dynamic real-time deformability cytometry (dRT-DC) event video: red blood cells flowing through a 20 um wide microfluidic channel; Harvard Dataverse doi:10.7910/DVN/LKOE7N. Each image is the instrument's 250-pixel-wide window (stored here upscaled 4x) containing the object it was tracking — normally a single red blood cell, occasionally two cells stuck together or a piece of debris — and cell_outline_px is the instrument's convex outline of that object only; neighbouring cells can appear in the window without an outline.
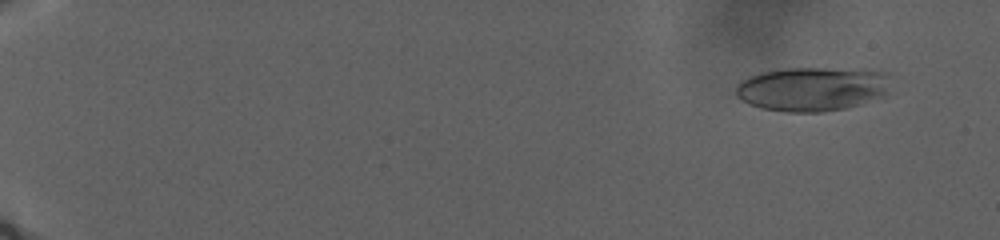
{"species": "human", "species_latin": "Homo sapiens", "temperature_condition": "warm", "stored_images_in_passage": 107, "camera_frame_rate_fps": 3000, "um_per_image_px": 0.085, "donor": {"sex": "male"}, "frame": {"image": 1, "passage_image": 10, "time_ms": 3.333, "image_size_px": [1000, 240], "cell_outline_px": [[884, 96], [844, 108], [824, 112], [784, 112], [760, 108], [748, 104], [740, 100], [736, 96], [736, 84], [740, 80], [760, 72], [788, 68], [864, 68], [880, 72], [884, 76]], "centroid_in_image_um": [68.9, 7.56], "position_along_channel_um": 16.1, "area_um2": 39.65}}
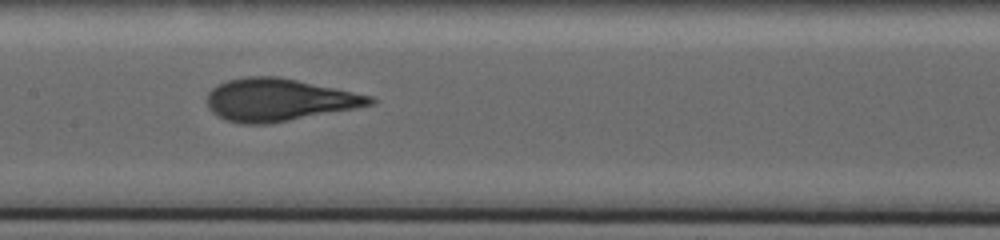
{"frame": {"image": 2, "passage_image": 62, "time_ms": 23.0, "image_size_px": [1000, 240], "cell_outline_px": [[376, 104], [356, 108], [268, 124], [240, 124], [224, 120], [216, 116], [208, 108], [208, 92], [216, 84], [228, 80], [248, 76], [280, 76], [376, 96]], "centroid_in_image_um": [23.73, 8.48], "position_along_channel_um": 183.7, "area_um2": 40.86}}
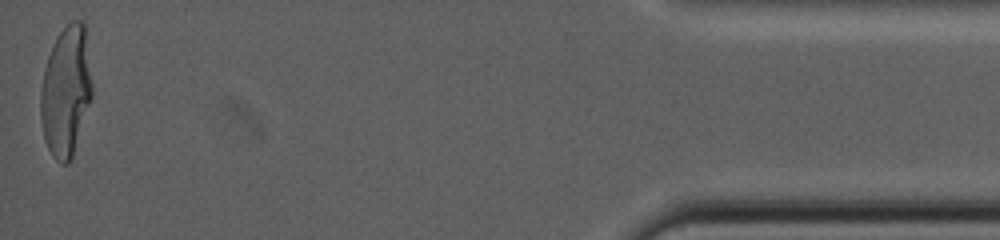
{"frame": {"image": 3, "passage_image": 106, "time_ms": 40.0, "image_size_px": [1000, 240], "cell_outline_px": [[92, 96], [72, 156], [68, 164], [60, 164], [52, 156], [44, 140], [40, 120], [40, 92], [44, 68], [48, 56], [56, 36], [72, 20], [84, 20], [92, 84]], "centroid_in_image_um": [5.59, 7.76], "position_along_channel_um": 429.6, "area_um2": 39.13}}